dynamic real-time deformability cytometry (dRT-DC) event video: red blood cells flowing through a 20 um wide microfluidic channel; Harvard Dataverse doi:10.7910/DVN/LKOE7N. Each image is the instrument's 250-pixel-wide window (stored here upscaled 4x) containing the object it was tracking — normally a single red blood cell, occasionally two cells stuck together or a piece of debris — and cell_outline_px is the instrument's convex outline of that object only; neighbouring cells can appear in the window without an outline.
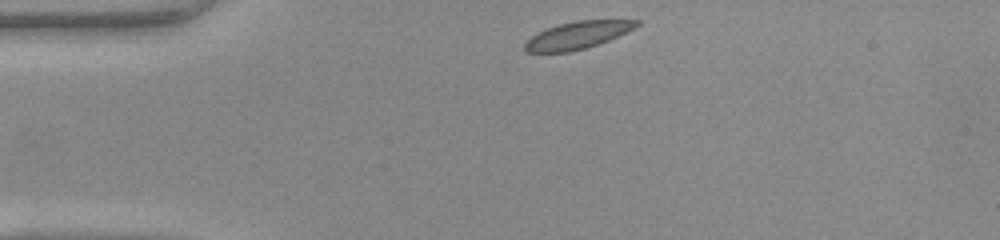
{"species": "common noctule bat (a hibernating species)", "species_latin": "Nyctalus noctula", "temperature_condition": "warm", "stored_images_in_passage": 40, "camera_frame_rate_fps": 3000, "um_per_image_px": 0.085, "animal": {"sex": "female", "body_mass_g": 22.0, "forearm_length_mm": 56.7}, "frame": {"image": 1, "passage_image": 1, "time_ms": 0.0, "image_size_px": [1000, 240], "cell_outline_px": [[640, 24], [636, 28], [608, 40], [584, 48], [568, 52], [528, 52], [524, 48], [524, 44], [532, 36], [548, 28], [560, 24], [576, 20], [640, 20]], "centroid_in_image_um": [49.13, 2.98], "position_along_channel_um": 35.9, "area_um2": 17.46}}
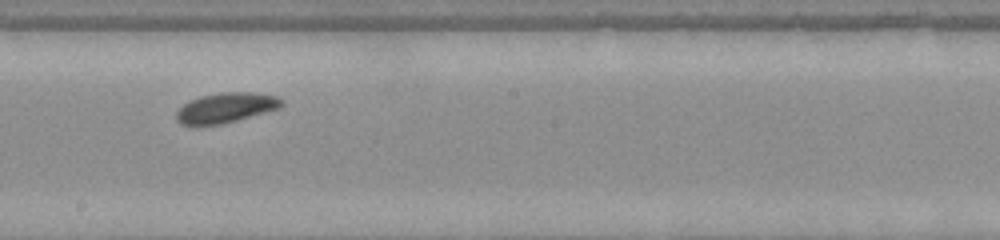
{"frame": {"image": 2, "passage_image": 18, "time_ms": 5.667, "image_size_px": [1000, 240], "cell_outline_px": [[284, 104], [280, 108], [236, 120], [220, 124], [196, 128], [180, 124], [176, 120], [176, 112], [184, 104], [200, 96], [224, 92], [252, 92], [276, 96]], "centroid_in_image_um": [19.13, 9.19], "position_along_channel_um": 229.1, "area_um2": 18.55}}
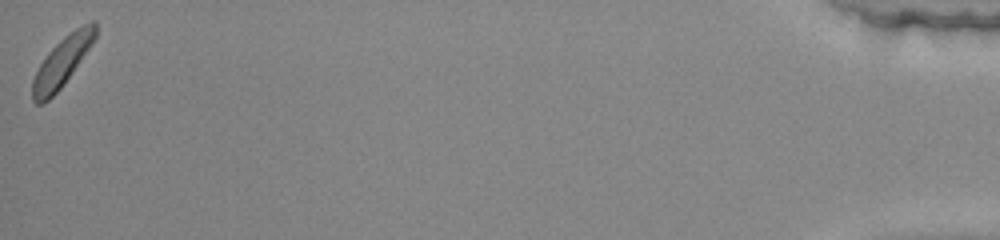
{"frame": {"image": 3, "passage_image": 40, "time_ms": 13.0, "image_size_px": [1000, 240], "cell_outline_px": [[96, 36], [88, 48], [60, 88], [44, 104], [36, 104], [32, 100], [32, 80], [40, 64], [48, 52], [64, 36], [76, 28], [92, 20], [96, 20]], "centroid_in_image_um": [5.24, 5.26], "position_along_channel_um": 430.0, "area_um2": 17.51}, "authors_computed_cell_mechanics": {"area_um2": 18.3804, "velocity_mm_per_s": 4.0898, "shape_relaxation_time_tau1_ms": 1.4533, "shape_relaxation_time_tau2_ms": 4.9512, "deformation_change_tau1": 0.0831, "deformation_change_tau2": 0.0797}}